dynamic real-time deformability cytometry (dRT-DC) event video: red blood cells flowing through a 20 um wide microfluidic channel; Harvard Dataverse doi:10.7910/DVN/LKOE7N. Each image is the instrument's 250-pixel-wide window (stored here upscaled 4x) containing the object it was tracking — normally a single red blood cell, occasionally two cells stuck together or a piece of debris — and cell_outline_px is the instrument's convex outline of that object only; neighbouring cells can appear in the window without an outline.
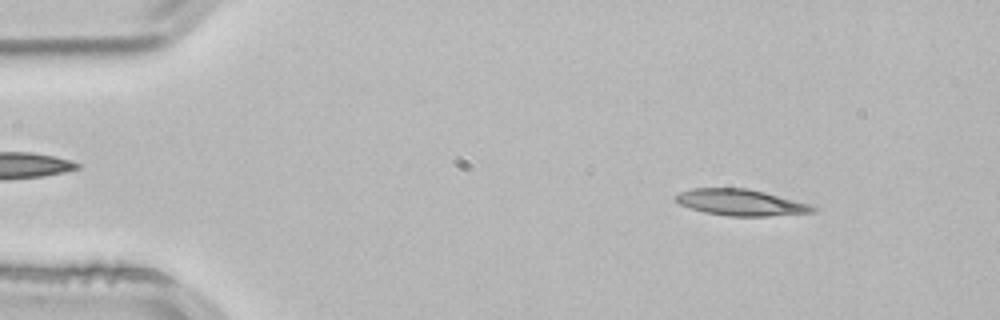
{"species": "common noctule bat (a hibernating species)", "species_latin": "Nyctalus noctula", "temperature_condition": "room temperature", "stored_images_in_passage": 15, "camera_frame_rate_fps": 3000, "um_per_image_px": 0.085, "animal": {"sex": "male", "body_mass_g": 21.5, "forearm_length_mm": 52.0}, "frame": {"image": 1, "passage_image": 6, "time_ms": 1.667, "image_size_px": [1000, 320], "cell_outline_px": [[816, 212], [768, 216], [728, 216], [704, 212], [680, 204], [676, 200], [676, 196], [680, 192], [692, 188], [748, 188], [764, 192], [808, 204], [816, 208]], "centroid_in_image_um": [62.96, 17.21], "position_along_channel_um": 22.0, "area_um2": 20.69}}
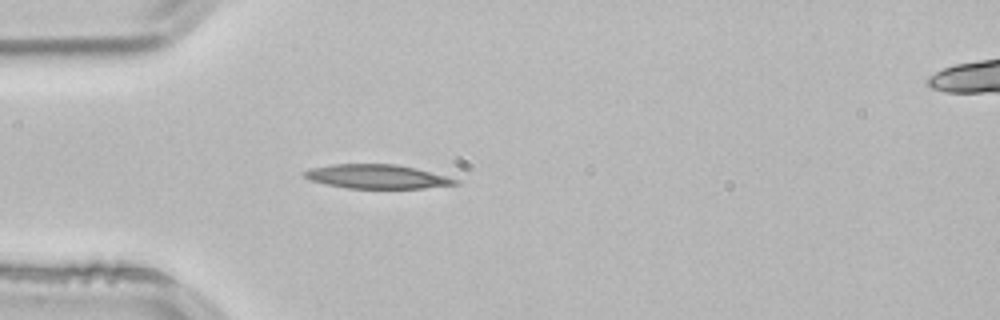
{"frame": {"image": 2, "passage_image": 14, "time_ms": 4.333, "image_size_px": [1000, 320], "cell_outline_px": [[460, 184], [424, 188], [348, 188], [328, 184], [312, 180], [304, 176], [304, 172], [312, 168], [332, 164], [396, 164], [416, 168], [448, 176], [460, 180]], "centroid_in_image_um": [32.13, 15.0], "position_along_channel_um": 52.9, "area_um2": 20.98}}